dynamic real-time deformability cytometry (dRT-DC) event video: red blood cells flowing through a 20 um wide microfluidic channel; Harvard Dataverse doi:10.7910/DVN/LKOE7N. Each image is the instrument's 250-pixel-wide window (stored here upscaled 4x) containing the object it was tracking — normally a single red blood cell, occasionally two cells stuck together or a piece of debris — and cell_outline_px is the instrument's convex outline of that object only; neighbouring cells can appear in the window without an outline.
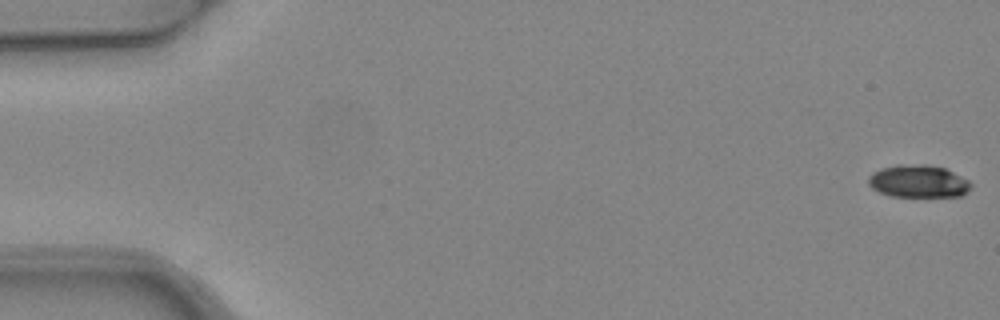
{"species": "common noctule bat (a hibernating species)", "species_latin": "Nyctalus noctula", "temperature_condition": "warm", "stored_images_in_passage": 5, "camera_frame_rate_fps": 3000, "um_per_image_px": 0.085, "animal": {"sex": "female", "body_mass_g": 24.6, "forearm_length_mm": 56.2}, "frame": {"image": 1, "passage_image": 1, "time_ms": 0.0, "image_size_px": [1000, 320], "cell_outline_px": [[972, 188], [960, 196], [892, 196], [880, 192], [872, 188], [868, 184], [868, 176], [872, 172], [880, 168], [896, 164], [924, 164], [944, 168], [968, 180], [972, 184]], "centroid_in_image_um": [78.02, 15.4], "position_along_channel_um": 7.0, "area_um2": 19.48}}